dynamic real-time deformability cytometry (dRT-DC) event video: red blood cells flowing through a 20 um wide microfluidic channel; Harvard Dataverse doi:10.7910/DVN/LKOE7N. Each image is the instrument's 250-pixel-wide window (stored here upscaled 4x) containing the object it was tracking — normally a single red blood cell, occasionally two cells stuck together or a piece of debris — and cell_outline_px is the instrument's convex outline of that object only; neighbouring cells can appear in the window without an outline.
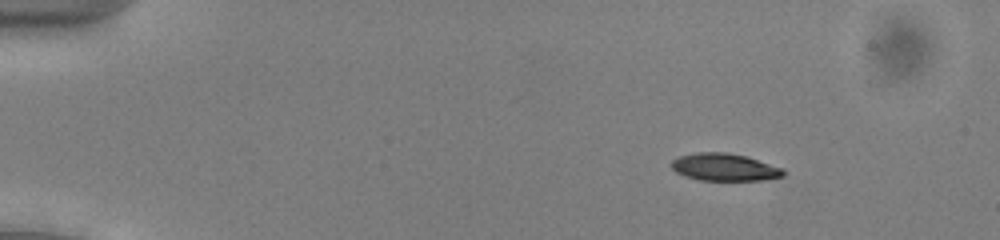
{"species": "common noctule bat (a hibernating species)", "species_latin": "Nyctalus noctula", "temperature_condition": "cold", "stored_images_in_passage": 46, "camera_frame_rate_fps": 3000, "um_per_image_px": 0.085, "animal": {"sex": "male", "body_mass_g": 13.0, "forearm_length_mm": 53.1}, "frame": {"image": 1, "passage_image": 1, "time_ms": 0.0, "image_size_px": [1000, 240], "cell_outline_px": [[784, 176], [760, 180], [700, 180], [676, 172], [668, 164], [672, 160], [680, 156], [696, 152], [728, 152], [744, 156], [784, 168]], "centroid_in_image_um": [61.56, 14.2], "position_along_channel_um": 23.4, "area_um2": 17.74}}
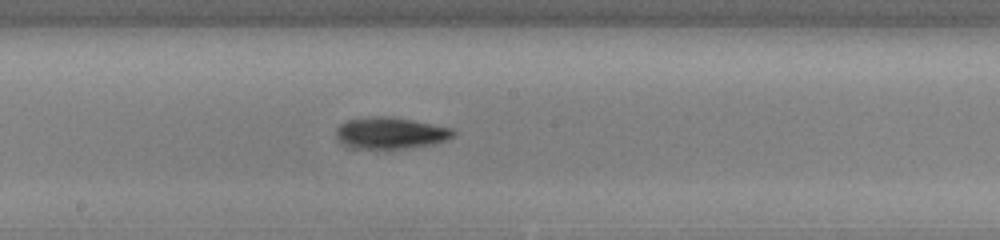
{"frame": {"image": 2, "passage_image": 23, "time_ms": 7.333, "image_size_px": [1000, 240], "cell_outline_px": [[456, 136], [432, 144], [404, 148], [356, 148], [344, 144], [336, 136], [336, 128], [344, 120], [368, 116], [388, 116], [412, 120], [452, 128], [456, 132]], "centroid_in_image_um": [33.18, 11.28], "position_along_channel_um": 215.0, "area_um2": 21.44}}
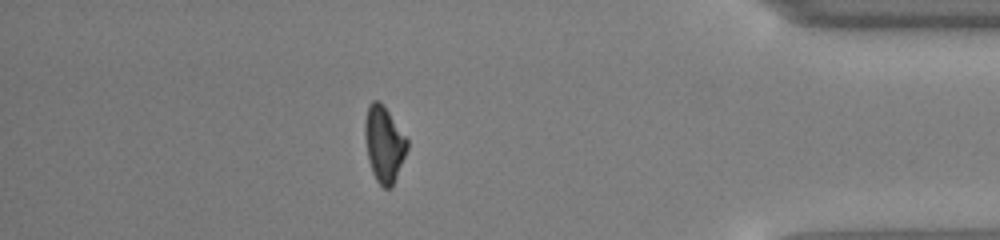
{"frame": {"image": 3, "passage_image": 40, "time_ms": 13.0, "image_size_px": [1000, 240], "cell_outline_px": [[408, 148], [392, 188], [384, 188], [376, 180], [372, 172], [368, 160], [364, 140], [364, 124], [368, 104], [372, 100], [376, 100], [388, 112], [408, 140]], "centroid_in_image_um": [32.62, 12.28], "position_along_channel_um": 402.6, "area_um2": 18.61}, "authors_computed_cell_mechanics": {"area_um2": 19.4497, "velocity_mm_per_s": 3.9252, "shape_relaxation_time_tau1_ms": 5.1187, "shape_relaxation_time_tau2_ms": null, "deformation_change_tau1": 0.1427, "deformation_change_tau2": null}}